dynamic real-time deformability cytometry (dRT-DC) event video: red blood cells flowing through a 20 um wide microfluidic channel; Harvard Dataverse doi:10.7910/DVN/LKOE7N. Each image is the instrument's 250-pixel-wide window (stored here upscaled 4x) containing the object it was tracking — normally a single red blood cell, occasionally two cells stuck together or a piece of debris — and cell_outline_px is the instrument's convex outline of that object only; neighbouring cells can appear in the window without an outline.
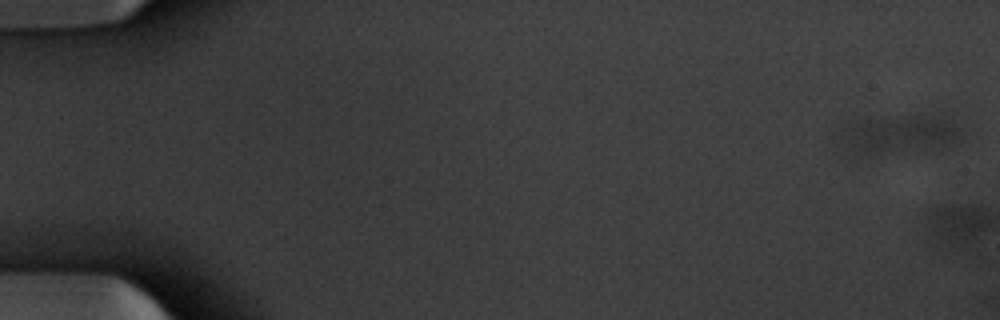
{"species": "common noctule bat (a hibernating species)", "species_latin": "Nyctalus noctula", "temperature_condition": "warm", "stored_images_in_passage": 9, "camera_frame_rate_fps": 3000, "um_per_image_px": 0.085, "animal": {"sex": "male", "body_mass_g": 20.1, "forearm_length_mm": 53.5}, "frame": {"image": 1, "passage_image": 1, "time_ms": 0.0, "image_size_px": [1000, 320], "cell_outline_px": [[964, 136], [960, 140], [948, 148], [932, 152], [868, 156], [856, 156], [844, 136], [844, 124], [852, 120], [912, 116], [944, 116], [956, 124], [960, 128]], "centroid_in_image_um": [76.61, 11.49], "position_along_channel_um": 8.4, "area_um2": 28.32}}